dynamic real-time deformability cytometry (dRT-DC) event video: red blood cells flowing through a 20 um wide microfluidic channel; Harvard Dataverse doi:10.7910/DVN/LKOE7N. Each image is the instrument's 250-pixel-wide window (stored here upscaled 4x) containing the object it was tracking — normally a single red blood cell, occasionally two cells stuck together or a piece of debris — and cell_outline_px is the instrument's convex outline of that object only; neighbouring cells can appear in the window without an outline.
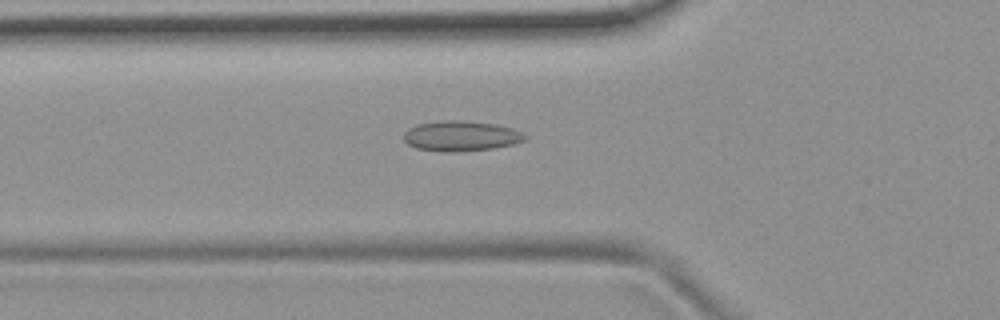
{"species": "common noctule bat (a hibernating species)", "species_latin": "Nyctalus noctula", "temperature_condition": "room temperature", "stored_images_in_passage": 54, "camera_frame_rate_fps": 3000, "um_per_image_px": 0.085, "animal": {"sex": "female", "body_mass_g": 19.9}, "frame": {"image": 1, "passage_image": 19, "time_ms": 6.0, "image_size_px": [1000, 320], "cell_outline_px": [[528, 136], [524, 140], [512, 144], [492, 148], [416, 148], [408, 144], [404, 140], [404, 132], [408, 128], [416, 124], [440, 120], [464, 120], [496, 124], [512, 128], [524, 132]], "centroid_in_image_um": [39.22, 11.47], "position_along_channel_um": 86.6, "area_um2": 20.29}}
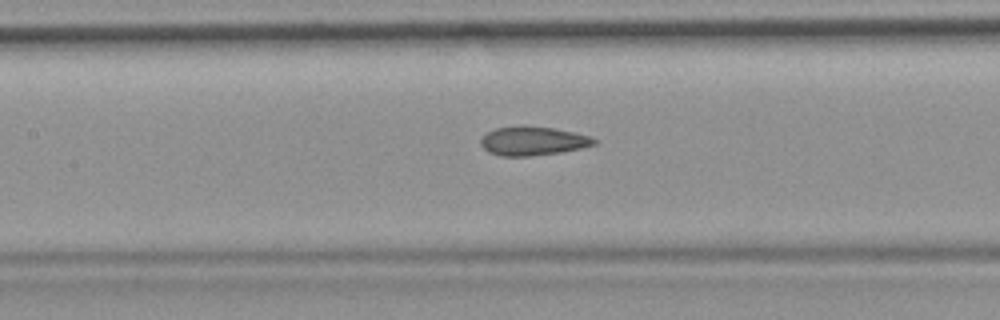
{"frame": {"image": 2, "passage_image": 25, "time_ms": 8.0, "image_size_px": [1000, 320], "cell_outline_px": [[596, 144], [580, 148], [560, 152], [532, 156], [500, 156], [488, 152], [480, 144], [480, 140], [488, 132], [496, 128], [552, 128], [592, 136], [596, 140]], "centroid_in_image_um": [45.31, 12.02], "position_along_channel_um": 162.1, "area_um2": 18.38}}
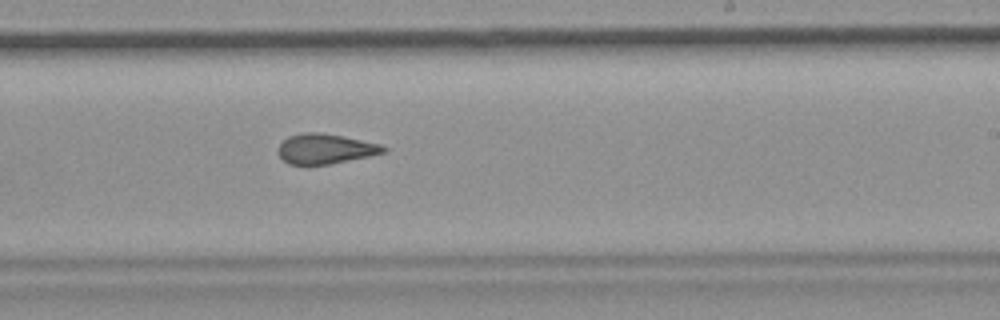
{"frame": {"image": 3, "passage_image": 33, "time_ms": 10.667, "image_size_px": [1000, 320], "cell_outline_px": [[388, 148], [384, 152], [368, 156], [328, 164], [288, 164], [276, 152], [280, 144], [288, 136], [304, 132], [320, 132], [344, 136], [380, 144]], "centroid_in_image_um": [27.62, 12.63], "position_along_channel_um": 261.4, "area_um2": 18.26}, "authors_computed_cell_mechanics": {"area_um2": 19.4786, "velocity_mm_per_s": 3.7458, "shape_relaxation_time_tau1_ms": null, "shape_relaxation_time_tau2_ms": 1.9934, "deformation_change_tau1": null, "deformation_change_tau2": 0.1002}}